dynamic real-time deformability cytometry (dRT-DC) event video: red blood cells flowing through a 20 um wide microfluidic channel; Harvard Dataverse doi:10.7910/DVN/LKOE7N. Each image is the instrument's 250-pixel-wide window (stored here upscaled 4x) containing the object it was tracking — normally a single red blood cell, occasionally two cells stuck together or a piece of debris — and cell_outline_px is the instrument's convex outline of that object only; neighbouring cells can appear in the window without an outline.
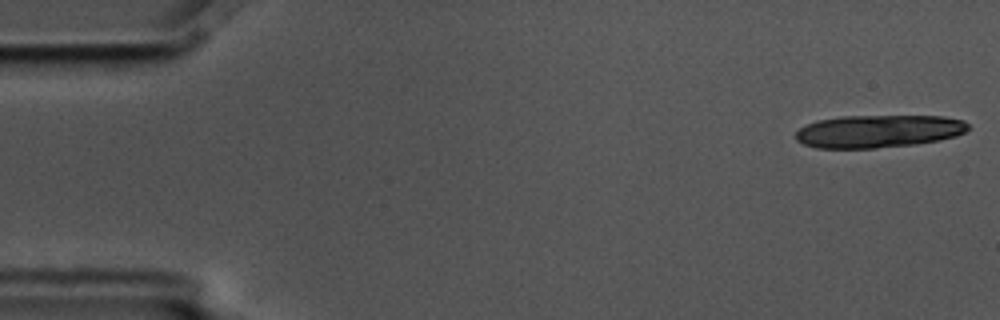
{"species": "common noctule bat (a hibernating species)", "species_latin": "Nyctalus noctula", "temperature_condition": "cold", "stored_images_in_passage": 7, "segment_of_instrument_passage": [1, 2], "camera_frame_rate_fps": 3000, "um_per_image_px": 0.085, "animal": {"sex": "male", "body_mass_g": 17.5, "forearm_length_mm": 52.3}, "frame": {"image": 1, "passage_image": 1, "time_ms": 0.0, "image_size_px": [1000, 320], "cell_outline_px": [[968, 128], [964, 132], [956, 136], [940, 140], [916, 144], [876, 148], [816, 148], [804, 144], [796, 140], [796, 132], [804, 124], [816, 120], [840, 116], [944, 116], [964, 120], [968, 124]], "centroid_in_image_um": [74.65, 11.15], "position_along_channel_um": 10.4, "area_um2": 33.12}}